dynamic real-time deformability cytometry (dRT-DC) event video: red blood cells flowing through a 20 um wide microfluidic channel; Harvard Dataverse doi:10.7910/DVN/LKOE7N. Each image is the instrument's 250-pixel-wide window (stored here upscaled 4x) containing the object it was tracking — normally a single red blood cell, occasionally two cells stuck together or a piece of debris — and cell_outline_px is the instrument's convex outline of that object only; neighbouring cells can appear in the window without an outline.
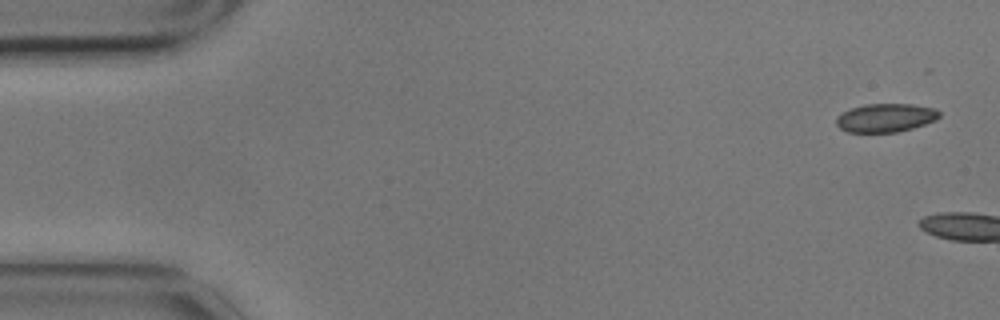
{"species": "common noctule bat (a hibernating species)", "species_latin": "Nyctalus noctula", "temperature_condition": "cold", "stored_images_in_passage": 2, "camera_frame_rate_fps": 3000, "um_per_image_px": 0.085, "animal": {"sex": "male", "body_mass_g": 17.9}, "frame": {"image": 1, "passage_image": 1, "time_ms": 0.0, "image_size_px": [1000, 320], "cell_outline_px": [[940, 116], [936, 120], [912, 128], [896, 132], [848, 132], [840, 128], [836, 124], [836, 116], [852, 108], [864, 104], [912, 104], [936, 108], [940, 112]], "centroid_in_image_um": [75.29, 10.0], "position_along_channel_um": 9.7, "area_um2": 17.11}}